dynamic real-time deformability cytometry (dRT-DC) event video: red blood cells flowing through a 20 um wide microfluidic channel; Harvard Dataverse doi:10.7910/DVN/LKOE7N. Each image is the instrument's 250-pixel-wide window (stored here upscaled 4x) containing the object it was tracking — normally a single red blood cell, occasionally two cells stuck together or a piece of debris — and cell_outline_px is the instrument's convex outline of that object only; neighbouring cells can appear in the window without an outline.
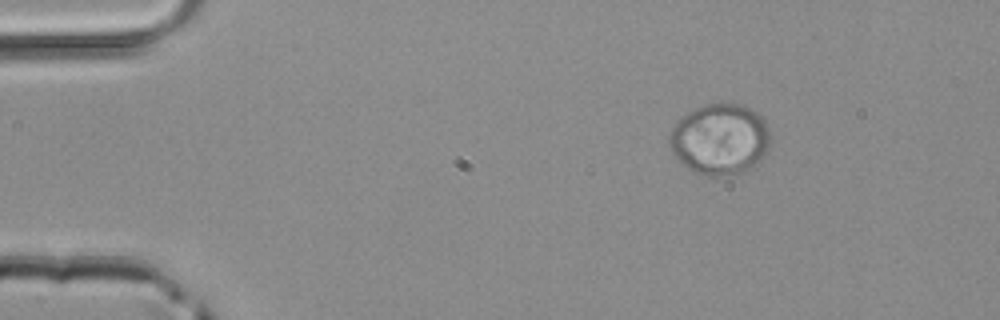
{"species": "common noctule bat (a hibernating species)", "species_latin": "Nyctalus noctula", "temperature_condition": "room temperature", "stored_images_in_passage": 41, "camera_frame_rate_fps": 3000, "um_per_image_px": 0.085, "animal": {"sex": "male", "body_mass_g": 20.4}, "frame": {"image": 1, "passage_image": 1, "time_ms": 0.0, "image_size_px": [1000, 320], "cell_outline_px": [[768, 144], [760, 160], [756, 164], [740, 172], [728, 176], [708, 176], [696, 172], [688, 168], [672, 152], [668, 140], [668, 136], [672, 128], [688, 112], [696, 108], [708, 104], [740, 104], [756, 112], [764, 120], [768, 128]], "centroid_in_image_um": [61.17, 11.84], "position_along_channel_um": 23.8, "area_um2": 40.98}}
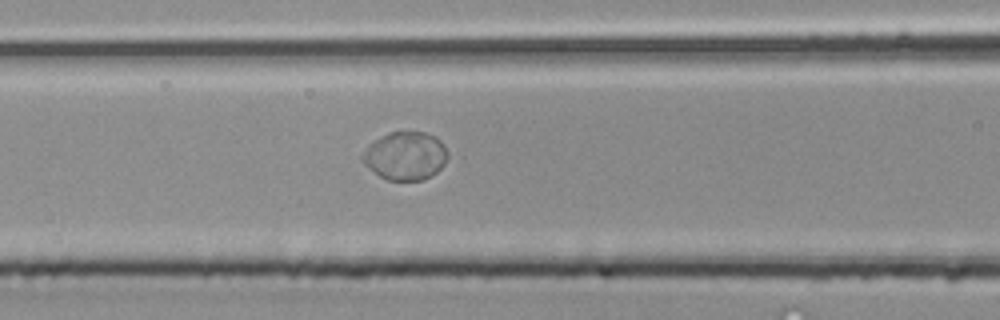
{"frame": {"image": 2, "passage_image": 14, "time_ms": 4.333, "image_size_px": [1000, 320], "cell_outline_px": [[448, 156], [444, 164], [436, 172], [424, 180], [388, 180], [380, 176], [364, 164], [360, 156], [364, 148], [368, 144], [388, 132], [424, 132], [440, 140], [444, 144], [448, 152]], "centroid_in_image_um": [34.44, 13.24], "position_along_channel_um": 132.2, "area_um2": 23.99}}
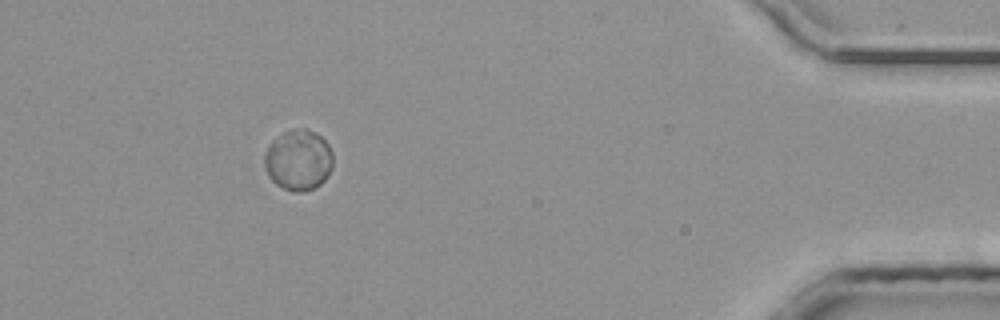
{"frame": {"image": 3, "passage_image": 37, "time_ms": 12.0, "image_size_px": [1000, 320], "cell_outline_px": [[332, 168], [328, 176], [320, 184], [304, 192], [296, 192], [284, 188], [276, 184], [268, 176], [264, 168], [264, 152], [272, 140], [284, 132], [292, 128], [304, 128], [316, 132], [328, 144], [332, 152]], "centroid_in_image_um": [25.35, 13.59], "position_along_channel_um": 409.9, "area_um2": 24.45}}